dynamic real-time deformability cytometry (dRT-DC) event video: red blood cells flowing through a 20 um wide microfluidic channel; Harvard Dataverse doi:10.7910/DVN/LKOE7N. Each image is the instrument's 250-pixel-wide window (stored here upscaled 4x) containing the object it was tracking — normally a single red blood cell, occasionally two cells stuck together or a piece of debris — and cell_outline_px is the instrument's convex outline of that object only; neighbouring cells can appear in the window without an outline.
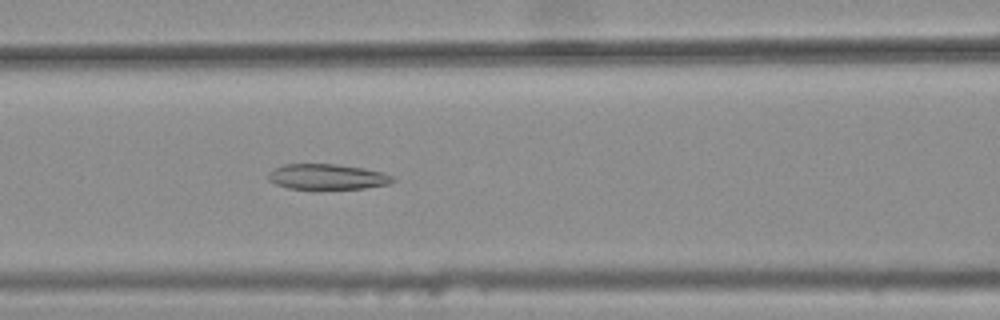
{"species": "common noctule bat (a hibernating species)", "species_latin": "Nyctalus noctula", "temperature_condition": "warm", "stored_images_in_passage": 46, "camera_frame_rate_fps": 3000, "um_per_image_px": 0.085, "animal": {"sex": "female", "body_mass_g": 25.1}, "frame": {"image": 1, "passage_image": 23, "time_ms": 7.333, "image_size_px": [1000, 320], "cell_outline_px": [[396, 180], [388, 184], [364, 188], [288, 188], [276, 184], [268, 180], [268, 172], [284, 164], [332, 164], [364, 168], [384, 172], [392, 176]], "centroid_in_image_um": [27.82, 15.01], "position_along_channel_um": 138.8, "area_um2": 18.21}}
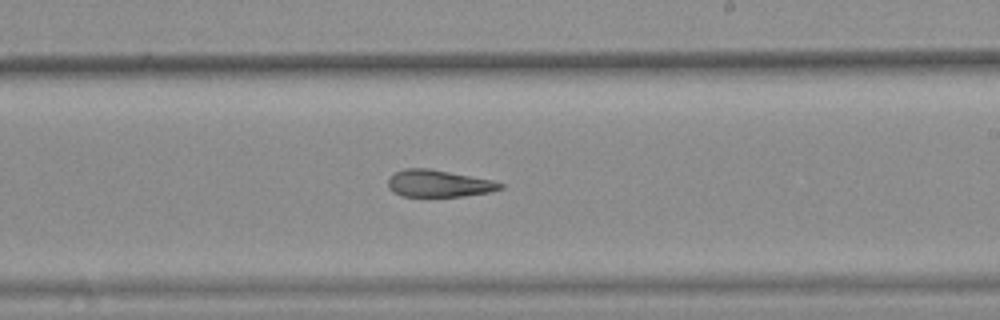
{"frame": {"image": 2, "passage_image": 32, "time_ms": 10.333, "image_size_px": [1000, 320], "cell_outline_px": [[504, 188], [492, 192], [464, 196], [400, 196], [392, 192], [388, 188], [388, 180], [396, 172], [404, 168], [428, 168], [492, 180], [504, 184]], "centroid_in_image_um": [37.3, 15.6], "position_along_channel_um": 251.7, "area_um2": 17.69}}
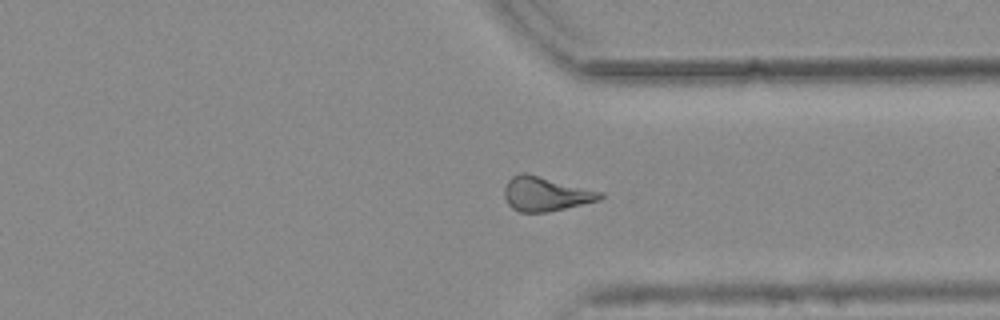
{"frame": {"image": 3, "passage_image": 41, "time_ms": 13.333, "image_size_px": [1000, 320], "cell_outline_px": [[604, 196], [600, 200], [548, 212], [520, 212], [512, 208], [508, 204], [504, 196], [504, 188], [508, 180], [512, 176], [520, 172], [524, 172], [604, 192]], "centroid_in_image_um": [46.38, 16.48], "position_along_channel_um": 365.0, "area_um2": 19.19}, "authors_computed_cell_mechanics": {"area_um2": 19.2474, "velocity_mm_per_s": 3.7803, "shape_relaxation_time_tau1_ms": null, "shape_relaxation_time_tau2_ms": 4.7728, "deformation_change_tau1": null, "deformation_change_tau2": 0.1467}}